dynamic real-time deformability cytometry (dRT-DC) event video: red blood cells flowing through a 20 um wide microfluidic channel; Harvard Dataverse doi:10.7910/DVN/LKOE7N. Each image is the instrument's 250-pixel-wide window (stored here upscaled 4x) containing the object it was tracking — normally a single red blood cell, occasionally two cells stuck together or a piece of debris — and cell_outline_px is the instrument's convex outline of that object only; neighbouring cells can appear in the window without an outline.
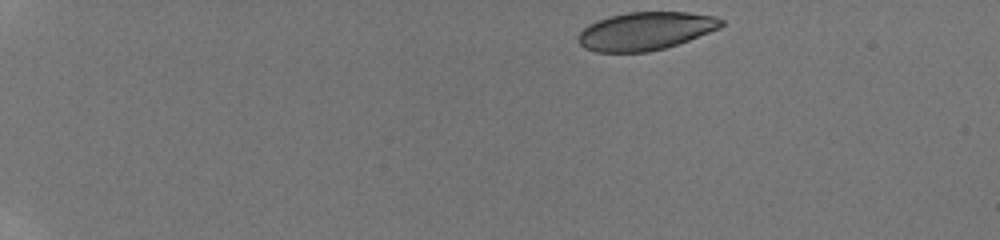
{"species": "human", "species_latin": "Homo sapiens", "temperature_condition": "room temperature", "stored_images_in_passage": 11, "camera_frame_rate_fps": 3000, "um_per_image_px": 0.085, "donor": {"sex": "male"}, "frame": {"image": 1, "passage_image": 1, "time_ms": 0.0, "image_size_px": [1000, 240], "cell_outline_px": [[724, 24], [720, 28], [688, 40], [664, 48], [648, 52], [596, 52], [584, 48], [576, 40], [580, 32], [588, 24], [612, 16], [628, 12], [688, 12], [712, 16], [724, 20]], "centroid_in_image_um": [54.85, 2.64], "position_along_channel_um": 30.1, "area_um2": 31.5}}
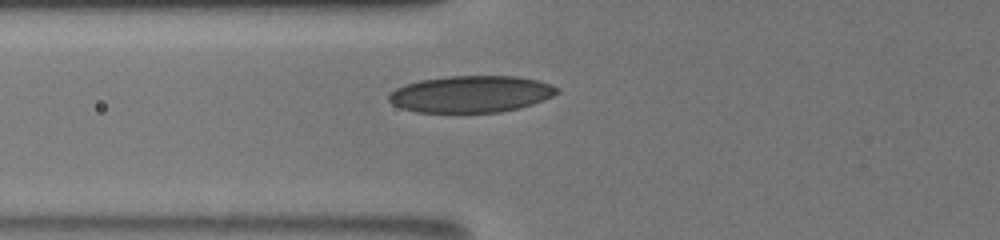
{"frame": {"image": 2, "passage_image": 10, "time_ms": 4.667, "image_size_px": [1000, 240], "cell_outline_px": [[560, 92], [552, 96], [532, 104], [520, 108], [500, 112], [416, 112], [400, 108], [392, 104], [388, 100], [388, 96], [396, 88], [404, 84], [420, 80], [448, 76], [516, 76], [536, 80], [560, 88]], "centroid_in_image_um": [40.01, 8.0], "position_along_channel_um": 85.8, "area_um2": 36.01}}